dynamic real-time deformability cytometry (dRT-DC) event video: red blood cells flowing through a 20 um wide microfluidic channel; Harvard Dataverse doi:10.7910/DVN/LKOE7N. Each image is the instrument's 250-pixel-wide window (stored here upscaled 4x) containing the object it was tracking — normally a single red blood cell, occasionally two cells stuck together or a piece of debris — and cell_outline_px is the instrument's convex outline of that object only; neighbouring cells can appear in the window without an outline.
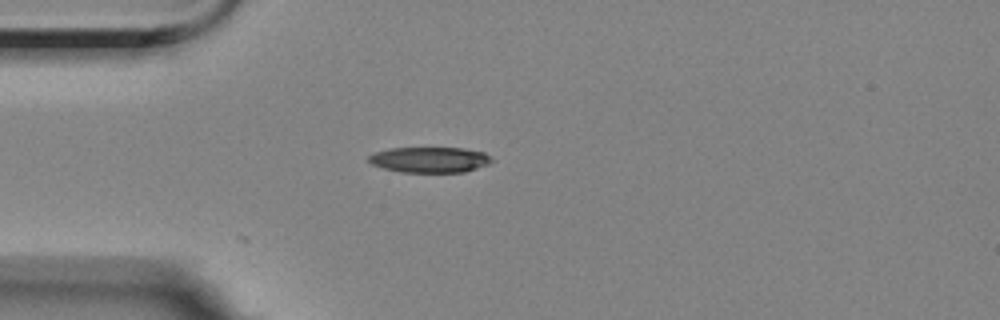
{"species": "Egyptian fruit bat (a non-hibernating species)", "species_latin": "Rousettus aegyptiacus", "temperature_condition": "room temperature", "stored_images_in_passage": 3, "camera_frame_rate_fps": 3000, "um_per_image_px": 0.085, "animal": {"sex": "female"}, "frame": {"image": 1, "passage_image": 1, "time_ms": 0.0, "image_size_px": [1000, 320], "cell_outline_px": [[492, 160], [488, 164], [464, 172], [400, 172], [384, 168], [372, 164], [368, 160], [368, 156], [376, 152], [388, 148], [464, 148], [484, 152]], "centroid_in_image_um": [36.5, 13.57], "position_along_channel_um": 48.5, "area_um2": 18.21}}